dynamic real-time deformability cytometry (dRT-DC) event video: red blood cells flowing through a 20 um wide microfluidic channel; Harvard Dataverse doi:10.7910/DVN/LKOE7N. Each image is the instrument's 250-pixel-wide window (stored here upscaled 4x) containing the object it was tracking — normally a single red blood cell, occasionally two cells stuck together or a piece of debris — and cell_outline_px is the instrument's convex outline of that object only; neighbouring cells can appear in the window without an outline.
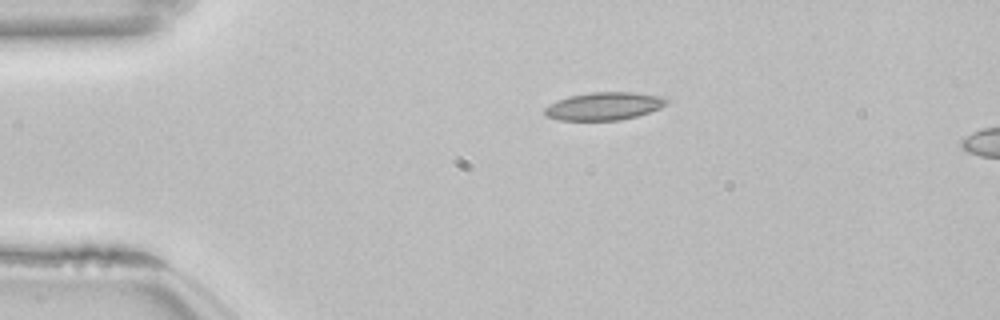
{"species": "common noctule bat (a hibernating species)", "species_latin": "Nyctalus noctula", "temperature_condition": "room temperature", "stored_images_in_passage": 6, "camera_frame_rate_fps": 3000, "um_per_image_px": 0.085, "animal": {"sex": "female", "body_mass_g": 22.7, "forearm_length_mm": 54.2}, "frame": {"image": 1, "passage_image": 1, "time_ms": 0.0, "image_size_px": [1000, 320], "cell_outline_px": [[672, 100], [668, 104], [660, 108], [636, 116], [620, 120], [560, 120], [548, 116], [544, 112], [544, 108], [548, 104], [556, 100], [568, 96], [592, 92], [632, 92], [668, 96]], "centroid_in_image_um": [51.41, 9.0], "position_along_channel_um": 33.6, "area_um2": 20.06}}